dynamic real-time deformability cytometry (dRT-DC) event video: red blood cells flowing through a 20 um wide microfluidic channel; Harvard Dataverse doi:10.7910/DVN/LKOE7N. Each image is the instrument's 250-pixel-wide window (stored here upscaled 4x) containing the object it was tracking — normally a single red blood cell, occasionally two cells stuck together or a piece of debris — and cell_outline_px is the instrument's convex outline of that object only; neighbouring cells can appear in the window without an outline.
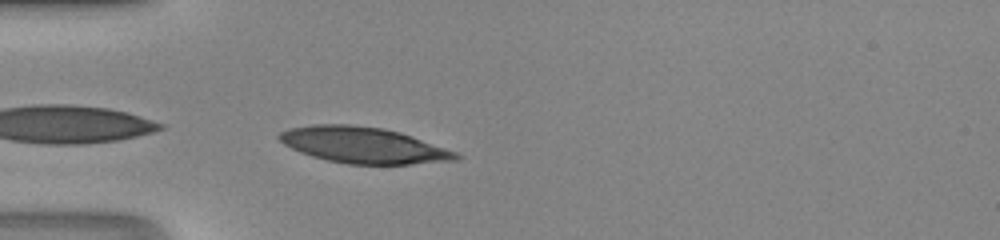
{"species": "human", "species_latin": "Homo sapiens", "temperature_condition": "room temperature", "stored_images_in_passage": 28, "camera_frame_rate_fps": 3000, "um_per_image_px": 0.085, "donor": {"sex": "male"}, "frame": {"image": 1, "passage_image": 1, "time_ms": 0.0, "image_size_px": [1000, 240], "cell_outline_px": [[464, 156], [460, 160], [412, 164], [348, 164], [328, 160], [312, 156], [300, 152], [284, 144], [276, 136], [280, 132], [288, 128], [312, 124], [348, 124], [384, 128], [400, 132], [412, 136], [456, 152]], "centroid_in_image_um": [30.89, 12.33], "position_along_channel_um": 54.1, "area_um2": 37.22}}
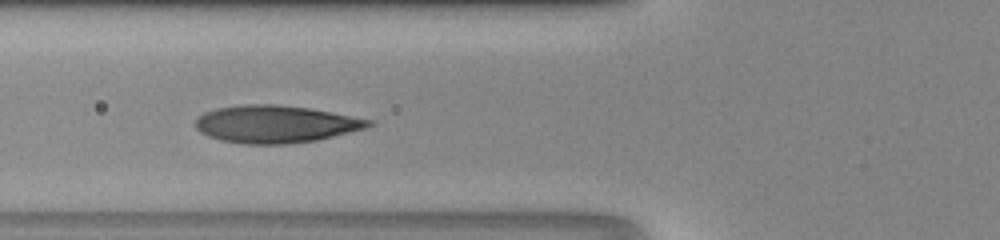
{"frame": {"image": 2, "passage_image": 5, "time_ms": 1.333, "image_size_px": [1000, 240], "cell_outline_px": [[376, 124], [368, 128], [316, 140], [288, 144], [240, 144], [220, 140], [208, 136], [200, 132], [196, 128], [196, 120], [204, 112], [216, 108], [244, 104], [276, 104], [308, 108], [332, 112], [372, 120]], "centroid_in_image_um": [23.44, 10.55], "position_along_channel_um": 102.4, "area_um2": 37.92}}